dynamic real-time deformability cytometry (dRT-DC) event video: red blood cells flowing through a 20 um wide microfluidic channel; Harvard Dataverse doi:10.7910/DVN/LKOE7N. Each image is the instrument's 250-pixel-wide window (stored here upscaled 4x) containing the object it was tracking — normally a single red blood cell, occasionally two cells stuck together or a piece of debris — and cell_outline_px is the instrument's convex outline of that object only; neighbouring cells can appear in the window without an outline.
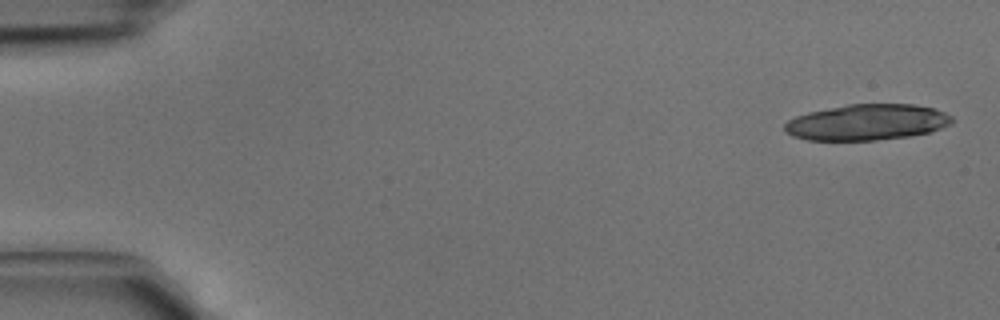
{"species": "common noctule bat (a hibernating species)", "species_latin": "Nyctalus noctula", "temperature_condition": "cold", "stored_images_in_passage": 4, "camera_frame_rate_fps": 3000, "um_per_image_px": 0.085, "animal": {"sex": "male", "body_mass_g": 15.6}, "frame": {"image": 1, "passage_image": 1, "time_ms": 0.0, "image_size_px": [1000, 320], "cell_outline_px": [[952, 124], [928, 132], [908, 136], [876, 140], [808, 140], [792, 136], [784, 132], [784, 124], [788, 120], [796, 116], [808, 112], [848, 104], [912, 104], [932, 108], [944, 112], [952, 116]], "centroid_in_image_um": [73.66, 10.39], "position_along_channel_um": 11.3, "area_um2": 34.97}}
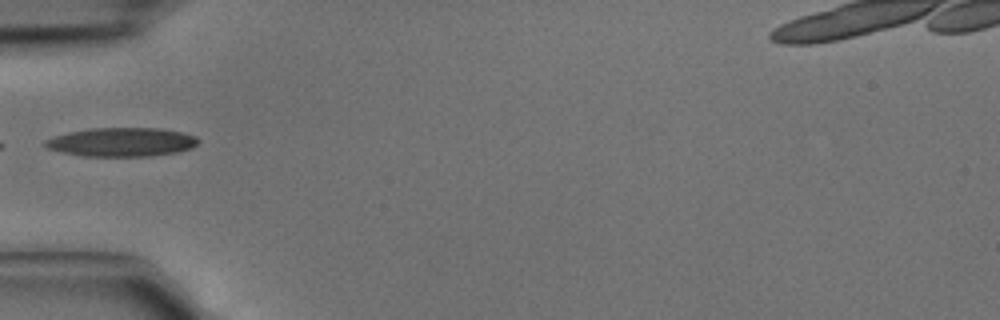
{"frame": {"image": 2, "passage_image": 4, "time_ms": 1.0, "image_size_px": [1000, 320], "cell_outline_px": [[200, 144], [192, 148], [180, 152], [152, 156], [84, 156], [44, 148], [44, 140], [68, 132], [88, 128], [160, 128], [180, 132], [196, 136], [200, 140]], "centroid_in_image_um": [10.38, 12.08], "position_along_channel_um": 74.6, "area_um2": 25.95}}